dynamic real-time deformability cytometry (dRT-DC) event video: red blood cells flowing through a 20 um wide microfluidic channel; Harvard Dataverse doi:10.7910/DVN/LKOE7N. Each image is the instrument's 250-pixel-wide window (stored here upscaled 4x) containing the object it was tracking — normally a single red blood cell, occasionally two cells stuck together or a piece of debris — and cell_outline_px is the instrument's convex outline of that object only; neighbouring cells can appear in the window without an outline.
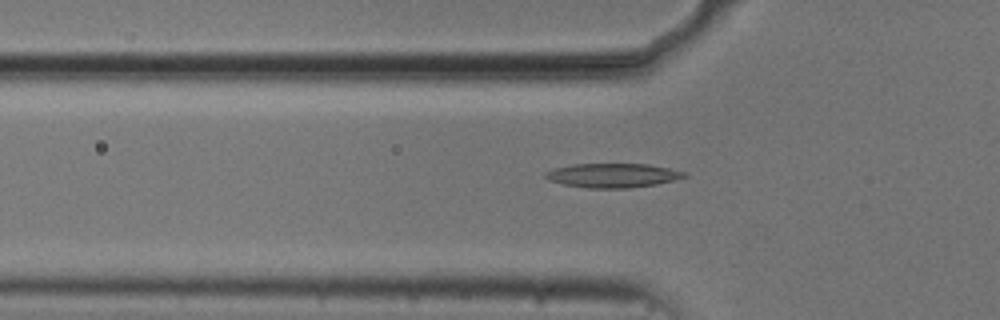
{"species": "common noctule bat (a hibernating species)", "species_latin": "Nyctalus noctula", "temperature_condition": "cold", "stored_images_in_passage": 48, "camera_frame_rate_fps": 3000, "um_per_image_px": 0.085, "animal": {"sex": "male", "body_mass_g": 20.5, "forearm_length_mm": 52.5}, "frame": {"image": 1, "passage_image": 18, "time_ms": 5.667, "image_size_px": [1000, 320], "cell_outline_px": [[688, 176], [656, 184], [628, 188], [588, 188], [564, 184], [548, 180], [544, 176], [544, 172], [552, 168], [572, 164], [648, 164], [688, 172]], "centroid_in_image_um": [52.05, 14.9], "position_along_channel_um": 73.7, "area_um2": 19.59}}
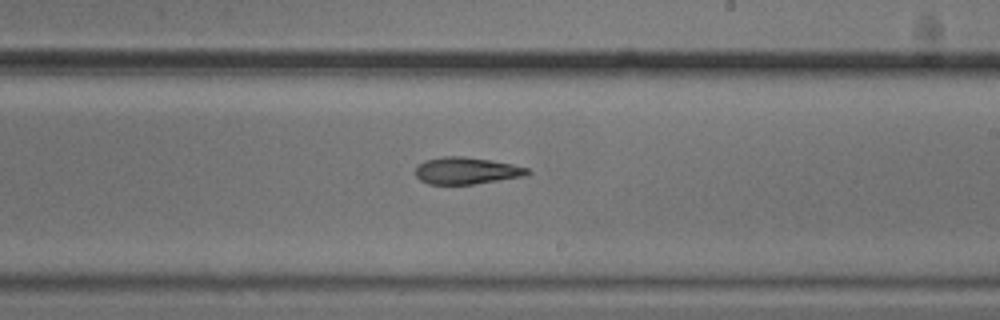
{"frame": {"image": 2, "passage_image": 32, "time_ms": 10.333, "image_size_px": [1000, 320], "cell_outline_px": [[532, 172], [528, 176], [472, 184], [428, 184], [420, 180], [416, 176], [416, 168], [424, 160], [440, 156], [464, 156], [512, 164], [528, 168]], "centroid_in_image_um": [39.67, 14.51], "position_along_channel_um": 249.3, "area_um2": 17.63}}
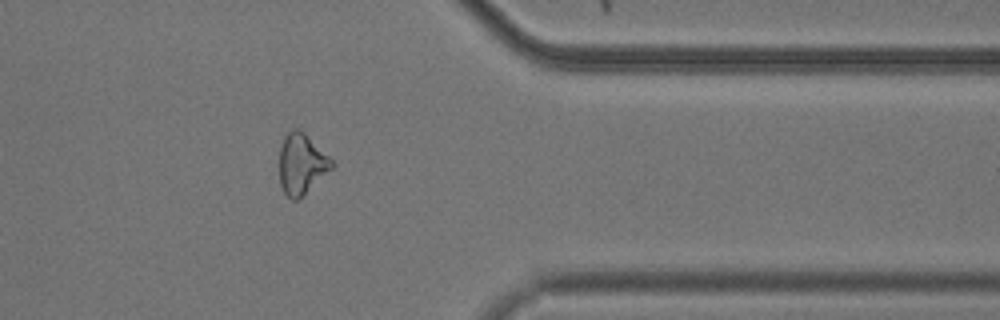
{"frame": {"image": 3, "passage_image": 44, "time_ms": 14.333, "image_size_px": [1000, 320], "cell_outline_px": [[336, 164], [300, 200], [292, 200], [284, 192], [280, 184], [280, 148], [284, 136], [292, 128], [300, 128]], "centroid_in_image_um": [25.63, 13.95], "position_along_channel_um": 385.8, "area_um2": 18.55}}